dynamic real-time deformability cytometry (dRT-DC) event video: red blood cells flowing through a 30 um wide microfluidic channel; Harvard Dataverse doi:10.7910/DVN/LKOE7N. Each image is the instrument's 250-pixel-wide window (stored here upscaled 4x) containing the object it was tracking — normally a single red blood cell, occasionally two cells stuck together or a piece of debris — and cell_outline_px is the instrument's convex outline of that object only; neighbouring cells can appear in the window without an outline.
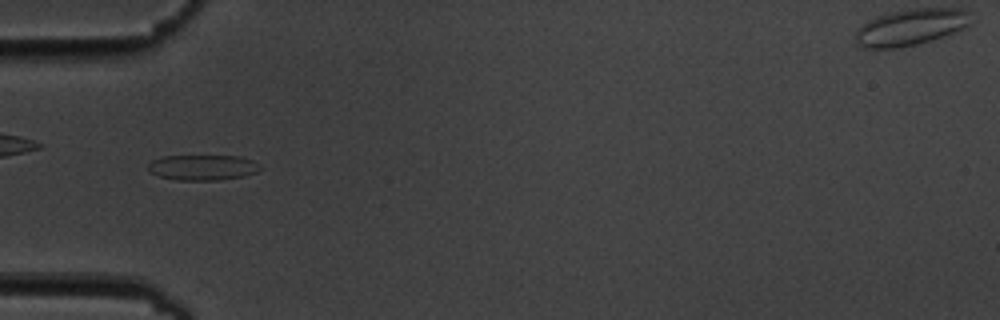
{"species": "common noctule bat (a hibernating species)", "species_latin": "Nyctalus noctula", "temperature_condition": "cold", "stored_images_in_passage": 3, "camera_frame_rate_fps": 3000, "um_per_image_px": 0.085, "animal": {"sex": "male", "body_mass_g": 19.5, "forearm_length_mm": 54.6}, "frame": {"image": 1, "passage_image": 1, "time_ms": 0.0, "image_size_px": [1000, 320], "cell_outline_px": [[260, 168], [256, 172], [244, 176], [220, 180], [176, 180], [160, 176], [148, 172], [148, 164], [152, 160], [160, 156], [240, 156], [252, 160], [260, 164]], "centroid_in_image_um": [17.21, 14.23], "position_along_channel_um": 67.8, "area_um2": 16.7}}
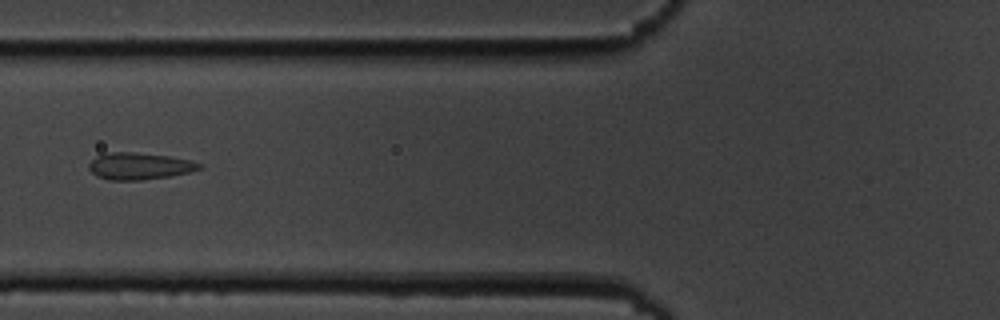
{"frame": {"image": 2, "passage_image": 2, "time_ms": 1.333, "image_size_px": [1000, 320], "cell_outline_px": [[204, 168], [188, 172], [168, 176], [140, 180], [108, 180], [96, 176], [88, 168], [88, 164], [96, 156], [104, 152], [136, 152], [168, 156], [192, 160], [200, 164]], "centroid_in_image_um": [11.81, 14.11], "position_along_channel_um": 114.0, "area_um2": 17.34}}
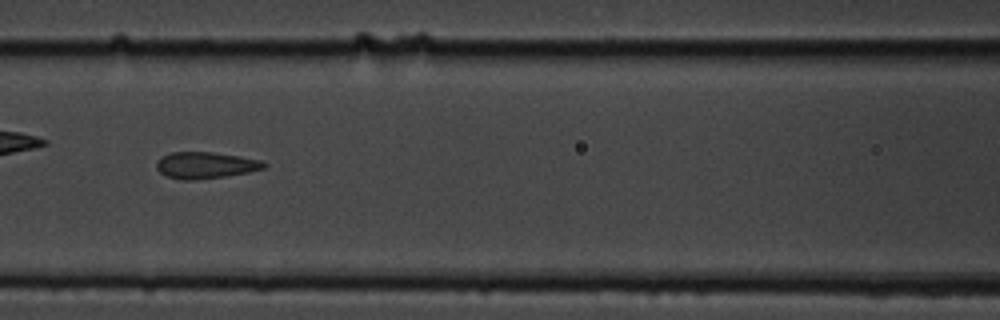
{"frame": {"image": 3, "passage_image": 3, "time_ms": 2.333, "image_size_px": [1000, 320], "cell_outline_px": [[268, 168], [248, 172], [224, 176], [196, 180], [180, 180], [168, 176], [160, 172], [156, 168], [156, 164], [164, 156], [172, 152], [212, 152], [240, 156], [264, 160], [268, 164]], "centroid_in_image_um": [17.55, 14.04], "position_along_channel_um": 149.1, "area_um2": 16.65}}